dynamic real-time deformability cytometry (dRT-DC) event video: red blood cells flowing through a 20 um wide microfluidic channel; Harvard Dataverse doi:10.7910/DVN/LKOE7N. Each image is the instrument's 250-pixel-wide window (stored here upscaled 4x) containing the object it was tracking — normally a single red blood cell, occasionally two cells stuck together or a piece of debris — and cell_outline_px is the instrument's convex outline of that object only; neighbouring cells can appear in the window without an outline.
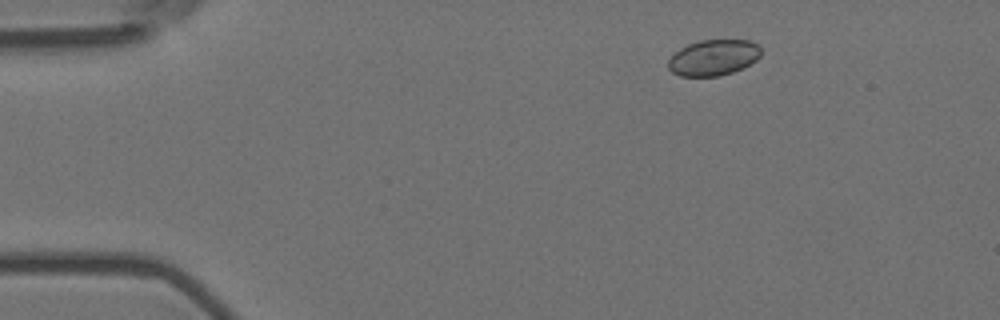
{"species": "Egyptian fruit bat (a non-hibernating species)", "species_latin": "Rousettus aegyptiacus", "temperature_condition": "room temperature", "stored_images_in_passage": 11, "camera_frame_rate_fps": 3000, "um_per_image_px": 0.085, "animal": {"sex": "female"}, "frame": {"image": 1, "passage_image": 1, "time_ms": 0.0, "image_size_px": [1000, 320], "cell_outline_px": [[760, 56], [756, 60], [732, 72], [720, 76], [680, 76], [672, 72], [668, 68], [668, 60], [680, 48], [688, 44], [700, 40], [748, 40], [756, 44], [760, 48]], "centroid_in_image_um": [60.61, 4.89], "position_along_channel_um": 24.4, "area_um2": 19.19}}
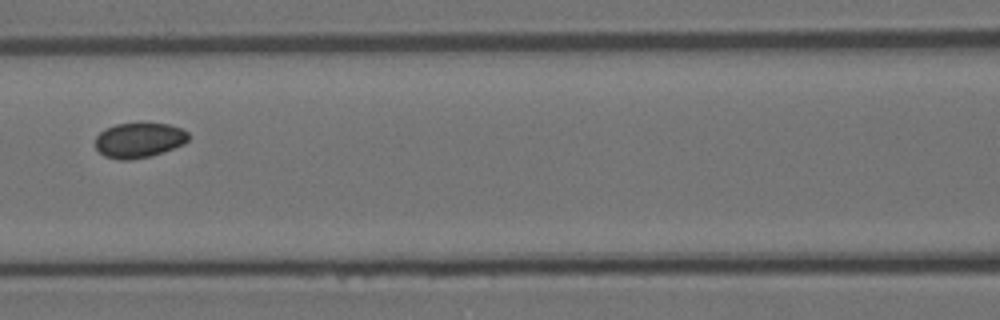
{"frame": {"image": 2, "passage_image": 5, "time_ms": 1.333, "image_size_px": [1000, 320], "cell_outline_px": [[188, 140], [184, 144], [152, 156], [128, 160], [120, 160], [104, 156], [96, 148], [96, 136], [104, 128], [116, 124], [140, 120], [168, 124], [180, 128], [188, 132]], "centroid_in_image_um": [11.81, 11.87], "position_along_channel_um": 154.8, "area_um2": 19.65}}
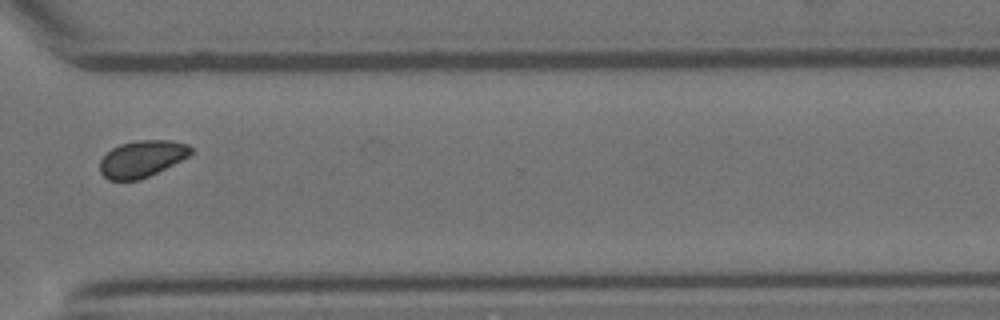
{"frame": {"image": 3, "passage_image": 10, "time_ms": 3.0, "image_size_px": [1000, 320], "cell_outline_px": [[192, 152], [188, 156], [140, 180], [108, 180], [100, 172], [100, 160], [112, 148], [120, 144], [136, 140], [172, 140], [188, 144], [192, 148]], "centroid_in_image_um": [12.05, 13.48], "position_along_channel_um": 358.6, "area_um2": 19.25}}